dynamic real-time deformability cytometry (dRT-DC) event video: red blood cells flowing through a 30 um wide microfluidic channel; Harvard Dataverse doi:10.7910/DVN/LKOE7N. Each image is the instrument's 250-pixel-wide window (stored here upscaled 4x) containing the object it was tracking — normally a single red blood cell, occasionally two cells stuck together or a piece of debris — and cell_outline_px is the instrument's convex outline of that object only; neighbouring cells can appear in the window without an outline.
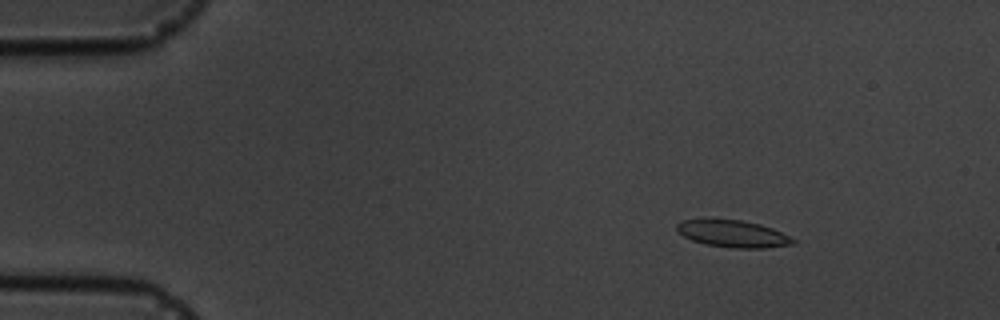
{"species": "common noctule bat (a hibernating species)", "species_latin": "Nyctalus noctula", "temperature_condition": "cold", "stored_images_in_passage": 5, "camera_frame_rate_fps": 3000, "um_per_image_px": 0.085, "animal": {"sex": "male", "body_mass_g": 19.5, "forearm_length_mm": 54.6}, "frame": {"image": 1, "passage_image": 1, "time_ms": 0.0, "image_size_px": [1000, 320], "cell_outline_px": [[796, 244], [764, 248], [732, 248], [704, 244], [692, 240], [684, 236], [676, 228], [676, 224], [680, 220], [704, 216], [740, 220], [760, 224], [772, 228], [796, 240]], "centroid_in_image_um": [62.22, 19.83], "position_along_channel_um": 22.8, "area_um2": 18.96}}
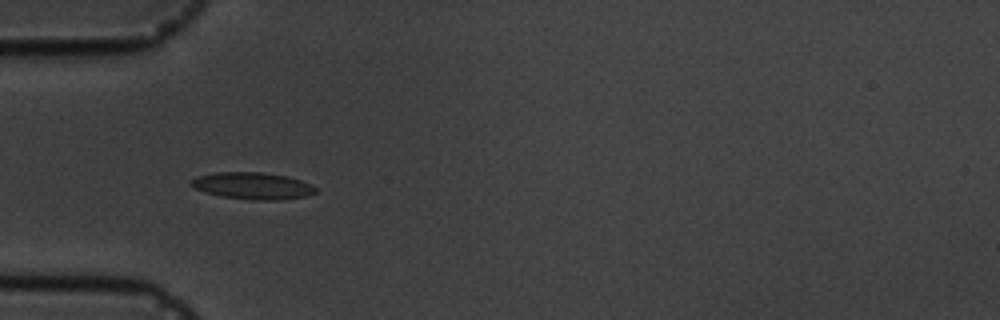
{"frame": {"image": 2, "passage_image": 4, "time_ms": 3.333, "image_size_px": [1000, 320], "cell_outline_px": [[316, 192], [308, 196], [280, 200], [252, 200], [220, 196], [192, 188], [188, 184], [188, 180], [196, 176], [216, 172], [264, 172], [288, 176], [300, 180], [316, 188]], "centroid_in_image_um": [21.41, 15.79], "position_along_channel_um": 63.6, "area_um2": 19.77}}
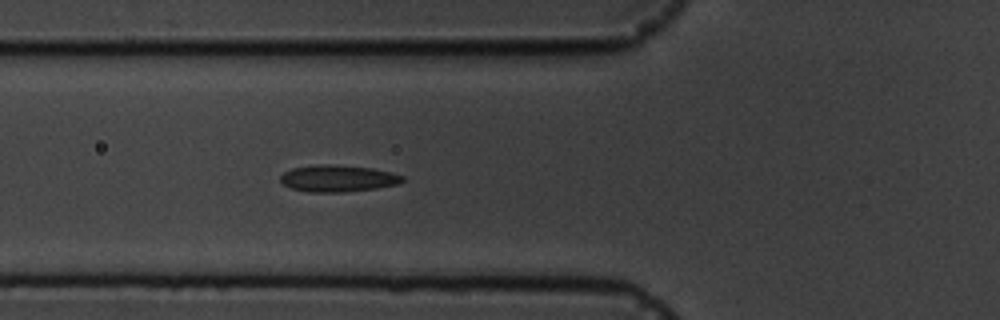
{"frame": {"image": 3, "passage_image": 5, "time_ms": 4.333, "image_size_px": [1000, 320], "cell_outline_px": [[404, 180], [396, 184], [376, 188], [340, 192], [308, 192], [292, 188], [284, 184], [280, 180], [280, 176], [284, 172], [292, 168], [316, 164], [332, 164], [372, 168], [392, 172], [404, 176]], "centroid_in_image_um": [28.71, 15.15], "position_along_channel_um": 97.1, "area_um2": 18.96}}